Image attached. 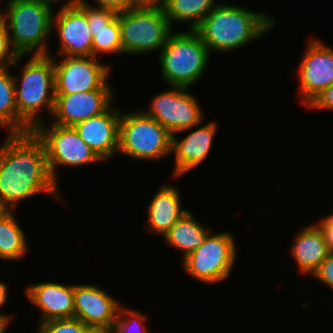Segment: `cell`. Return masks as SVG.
Returning a JSON list of instances; mask_svg holds the SVG:
<instances>
[{
    "instance_id": "f1b7e54d",
    "label": "cell",
    "mask_w": 333,
    "mask_h": 333,
    "mask_svg": "<svg viewBox=\"0 0 333 333\" xmlns=\"http://www.w3.org/2000/svg\"><path fill=\"white\" fill-rule=\"evenodd\" d=\"M322 284L333 289V253H329L318 270L312 275Z\"/></svg>"
},
{
    "instance_id": "2e32d148",
    "label": "cell",
    "mask_w": 333,
    "mask_h": 333,
    "mask_svg": "<svg viewBox=\"0 0 333 333\" xmlns=\"http://www.w3.org/2000/svg\"><path fill=\"white\" fill-rule=\"evenodd\" d=\"M120 119L121 113L110 105L103 113L80 121L73 127L103 162L118 154Z\"/></svg>"
},
{
    "instance_id": "836d02e7",
    "label": "cell",
    "mask_w": 333,
    "mask_h": 333,
    "mask_svg": "<svg viewBox=\"0 0 333 333\" xmlns=\"http://www.w3.org/2000/svg\"><path fill=\"white\" fill-rule=\"evenodd\" d=\"M167 0H134L135 5L162 6Z\"/></svg>"
},
{
    "instance_id": "d590c367",
    "label": "cell",
    "mask_w": 333,
    "mask_h": 333,
    "mask_svg": "<svg viewBox=\"0 0 333 333\" xmlns=\"http://www.w3.org/2000/svg\"><path fill=\"white\" fill-rule=\"evenodd\" d=\"M7 301V285L4 282L0 281V308L6 303Z\"/></svg>"
},
{
    "instance_id": "7c38bea8",
    "label": "cell",
    "mask_w": 333,
    "mask_h": 333,
    "mask_svg": "<svg viewBox=\"0 0 333 333\" xmlns=\"http://www.w3.org/2000/svg\"><path fill=\"white\" fill-rule=\"evenodd\" d=\"M299 90L307 107L333 84V49L311 38L298 67Z\"/></svg>"
},
{
    "instance_id": "83f0119b",
    "label": "cell",
    "mask_w": 333,
    "mask_h": 333,
    "mask_svg": "<svg viewBox=\"0 0 333 333\" xmlns=\"http://www.w3.org/2000/svg\"><path fill=\"white\" fill-rule=\"evenodd\" d=\"M24 55H18L9 40V31L0 12V68L17 65Z\"/></svg>"
},
{
    "instance_id": "44dd1931",
    "label": "cell",
    "mask_w": 333,
    "mask_h": 333,
    "mask_svg": "<svg viewBox=\"0 0 333 333\" xmlns=\"http://www.w3.org/2000/svg\"><path fill=\"white\" fill-rule=\"evenodd\" d=\"M179 191L173 185H162L148 205V218L146 228L157 235H163L183 216L188 210L181 209Z\"/></svg>"
},
{
    "instance_id": "5bb4252c",
    "label": "cell",
    "mask_w": 333,
    "mask_h": 333,
    "mask_svg": "<svg viewBox=\"0 0 333 333\" xmlns=\"http://www.w3.org/2000/svg\"><path fill=\"white\" fill-rule=\"evenodd\" d=\"M112 89H96L72 94H56L52 116L54 123L74 126L103 113L114 99Z\"/></svg>"
},
{
    "instance_id": "7402d4cb",
    "label": "cell",
    "mask_w": 333,
    "mask_h": 333,
    "mask_svg": "<svg viewBox=\"0 0 333 333\" xmlns=\"http://www.w3.org/2000/svg\"><path fill=\"white\" fill-rule=\"evenodd\" d=\"M191 212L183 215L163 237L166 243L182 251V260L202 245L207 235L212 232L209 227H203L192 216Z\"/></svg>"
},
{
    "instance_id": "d4e9b609",
    "label": "cell",
    "mask_w": 333,
    "mask_h": 333,
    "mask_svg": "<svg viewBox=\"0 0 333 333\" xmlns=\"http://www.w3.org/2000/svg\"><path fill=\"white\" fill-rule=\"evenodd\" d=\"M217 0H167L163 5L172 26L174 21L191 22L189 29H195L217 5Z\"/></svg>"
},
{
    "instance_id": "f546056e",
    "label": "cell",
    "mask_w": 333,
    "mask_h": 333,
    "mask_svg": "<svg viewBox=\"0 0 333 333\" xmlns=\"http://www.w3.org/2000/svg\"><path fill=\"white\" fill-rule=\"evenodd\" d=\"M308 107L312 109L333 110V84L319 94Z\"/></svg>"
},
{
    "instance_id": "9a60e30c",
    "label": "cell",
    "mask_w": 333,
    "mask_h": 333,
    "mask_svg": "<svg viewBox=\"0 0 333 333\" xmlns=\"http://www.w3.org/2000/svg\"><path fill=\"white\" fill-rule=\"evenodd\" d=\"M74 317L86 326L112 329L119 310L117 299L94 284H73Z\"/></svg>"
},
{
    "instance_id": "e575fe53",
    "label": "cell",
    "mask_w": 333,
    "mask_h": 333,
    "mask_svg": "<svg viewBox=\"0 0 333 333\" xmlns=\"http://www.w3.org/2000/svg\"><path fill=\"white\" fill-rule=\"evenodd\" d=\"M31 1H37L41 4H45V5L49 6L51 8L53 6L52 4L60 2V0H31ZM77 1L78 0H69L68 2L66 1V3L62 4V5L65 6V7L70 6V5L76 4Z\"/></svg>"
},
{
    "instance_id": "4dcf8cb0",
    "label": "cell",
    "mask_w": 333,
    "mask_h": 333,
    "mask_svg": "<svg viewBox=\"0 0 333 333\" xmlns=\"http://www.w3.org/2000/svg\"><path fill=\"white\" fill-rule=\"evenodd\" d=\"M98 7L110 9L116 13L123 12L135 6L134 0H94Z\"/></svg>"
},
{
    "instance_id": "277c9868",
    "label": "cell",
    "mask_w": 333,
    "mask_h": 333,
    "mask_svg": "<svg viewBox=\"0 0 333 333\" xmlns=\"http://www.w3.org/2000/svg\"><path fill=\"white\" fill-rule=\"evenodd\" d=\"M1 11L12 48L18 55H50L47 39L52 34L53 8L31 0H9Z\"/></svg>"
},
{
    "instance_id": "7a4b0ae2",
    "label": "cell",
    "mask_w": 333,
    "mask_h": 333,
    "mask_svg": "<svg viewBox=\"0 0 333 333\" xmlns=\"http://www.w3.org/2000/svg\"><path fill=\"white\" fill-rule=\"evenodd\" d=\"M270 16L228 3L217 4L193 29L211 51L241 48L273 28Z\"/></svg>"
},
{
    "instance_id": "1f68e13d",
    "label": "cell",
    "mask_w": 333,
    "mask_h": 333,
    "mask_svg": "<svg viewBox=\"0 0 333 333\" xmlns=\"http://www.w3.org/2000/svg\"><path fill=\"white\" fill-rule=\"evenodd\" d=\"M316 224L323 233L329 253H333V214L326 216Z\"/></svg>"
},
{
    "instance_id": "ba28073f",
    "label": "cell",
    "mask_w": 333,
    "mask_h": 333,
    "mask_svg": "<svg viewBox=\"0 0 333 333\" xmlns=\"http://www.w3.org/2000/svg\"><path fill=\"white\" fill-rule=\"evenodd\" d=\"M211 233L201 246L182 260L184 271L207 285L227 280L237 257L233 234Z\"/></svg>"
},
{
    "instance_id": "4316f807",
    "label": "cell",
    "mask_w": 333,
    "mask_h": 333,
    "mask_svg": "<svg viewBox=\"0 0 333 333\" xmlns=\"http://www.w3.org/2000/svg\"><path fill=\"white\" fill-rule=\"evenodd\" d=\"M88 328L81 320L74 317L41 322L35 333H84Z\"/></svg>"
},
{
    "instance_id": "8fae6325",
    "label": "cell",
    "mask_w": 333,
    "mask_h": 333,
    "mask_svg": "<svg viewBox=\"0 0 333 333\" xmlns=\"http://www.w3.org/2000/svg\"><path fill=\"white\" fill-rule=\"evenodd\" d=\"M55 94H72L96 89H112L107 79L109 65L94 56H64L55 63Z\"/></svg>"
},
{
    "instance_id": "4fadbf2b",
    "label": "cell",
    "mask_w": 333,
    "mask_h": 333,
    "mask_svg": "<svg viewBox=\"0 0 333 333\" xmlns=\"http://www.w3.org/2000/svg\"><path fill=\"white\" fill-rule=\"evenodd\" d=\"M53 30H57L61 42L56 55L93 56L91 30L85 12L77 4L61 6L53 15Z\"/></svg>"
},
{
    "instance_id": "cb8c5ba5",
    "label": "cell",
    "mask_w": 333,
    "mask_h": 333,
    "mask_svg": "<svg viewBox=\"0 0 333 333\" xmlns=\"http://www.w3.org/2000/svg\"><path fill=\"white\" fill-rule=\"evenodd\" d=\"M12 210L0 212V259L18 261L26 255L28 246L24 231Z\"/></svg>"
},
{
    "instance_id": "484cf974",
    "label": "cell",
    "mask_w": 333,
    "mask_h": 333,
    "mask_svg": "<svg viewBox=\"0 0 333 333\" xmlns=\"http://www.w3.org/2000/svg\"><path fill=\"white\" fill-rule=\"evenodd\" d=\"M146 316L136 310L119 307L112 333H147Z\"/></svg>"
},
{
    "instance_id": "603a6c76",
    "label": "cell",
    "mask_w": 333,
    "mask_h": 333,
    "mask_svg": "<svg viewBox=\"0 0 333 333\" xmlns=\"http://www.w3.org/2000/svg\"><path fill=\"white\" fill-rule=\"evenodd\" d=\"M11 66L0 68V127H6L8 134H25L33 130L19 117L14 76L10 73Z\"/></svg>"
},
{
    "instance_id": "d6a6232c",
    "label": "cell",
    "mask_w": 333,
    "mask_h": 333,
    "mask_svg": "<svg viewBox=\"0 0 333 333\" xmlns=\"http://www.w3.org/2000/svg\"><path fill=\"white\" fill-rule=\"evenodd\" d=\"M14 316L12 315H4L3 313H0V333H5L8 324L11 321V318Z\"/></svg>"
},
{
    "instance_id": "5b68a950",
    "label": "cell",
    "mask_w": 333,
    "mask_h": 333,
    "mask_svg": "<svg viewBox=\"0 0 333 333\" xmlns=\"http://www.w3.org/2000/svg\"><path fill=\"white\" fill-rule=\"evenodd\" d=\"M210 55L194 30L173 32L159 55L162 78L170 86L189 88L204 74Z\"/></svg>"
},
{
    "instance_id": "30bf717a",
    "label": "cell",
    "mask_w": 333,
    "mask_h": 333,
    "mask_svg": "<svg viewBox=\"0 0 333 333\" xmlns=\"http://www.w3.org/2000/svg\"><path fill=\"white\" fill-rule=\"evenodd\" d=\"M169 88L156 95L148 109L142 111L165 127L171 135L201 125L204 114L196 97L187 92L188 88Z\"/></svg>"
},
{
    "instance_id": "52a82bcc",
    "label": "cell",
    "mask_w": 333,
    "mask_h": 333,
    "mask_svg": "<svg viewBox=\"0 0 333 333\" xmlns=\"http://www.w3.org/2000/svg\"><path fill=\"white\" fill-rule=\"evenodd\" d=\"M171 144V133L143 111L121 114L118 153L157 161L172 154Z\"/></svg>"
},
{
    "instance_id": "8d00e7d4",
    "label": "cell",
    "mask_w": 333,
    "mask_h": 333,
    "mask_svg": "<svg viewBox=\"0 0 333 333\" xmlns=\"http://www.w3.org/2000/svg\"><path fill=\"white\" fill-rule=\"evenodd\" d=\"M84 333H112L110 329L89 327Z\"/></svg>"
},
{
    "instance_id": "ffe728a7",
    "label": "cell",
    "mask_w": 333,
    "mask_h": 333,
    "mask_svg": "<svg viewBox=\"0 0 333 333\" xmlns=\"http://www.w3.org/2000/svg\"><path fill=\"white\" fill-rule=\"evenodd\" d=\"M296 234L290 249L300 273L313 275L329 254L320 227L315 224L305 226Z\"/></svg>"
},
{
    "instance_id": "d6986e66",
    "label": "cell",
    "mask_w": 333,
    "mask_h": 333,
    "mask_svg": "<svg viewBox=\"0 0 333 333\" xmlns=\"http://www.w3.org/2000/svg\"><path fill=\"white\" fill-rule=\"evenodd\" d=\"M25 293L42 312L40 322L74 318L73 285L43 282L28 286Z\"/></svg>"
},
{
    "instance_id": "ac0fdd59",
    "label": "cell",
    "mask_w": 333,
    "mask_h": 333,
    "mask_svg": "<svg viewBox=\"0 0 333 333\" xmlns=\"http://www.w3.org/2000/svg\"><path fill=\"white\" fill-rule=\"evenodd\" d=\"M76 4L85 12L93 38V56L98 54H122L118 13L102 7H93L87 1L78 0Z\"/></svg>"
},
{
    "instance_id": "6da1fadb",
    "label": "cell",
    "mask_w": 333,
    "mask_h": 333,
    "mask_svg": "<svg viewBox=\"0 0 333 333\" xmlns=\"http://www.w3.org/2000/svg\"><path fill=\"white\" fill-rule=\"evenodd\" d=\"M39 193L63 200L51 176L42 141L33 131L8 134L0 145V208L13 211L18 201Z\"/></svg>"
},
{
    "instance_id": "e0dca14e",
    "label": "cell",
    "mask_w": 333,
    "mask_h": 333,
    "mask_svg": "<svg viewBox=\"0 0 333 333\" xmlns=\"http://www.w3.org/2000/svg\"><path fill=\"white\" fill-rule=\"evenodd\" d=\"M217 124L213 121L197 128L182 140H178L176 134L172 135L171 153L175 154L174 178L196 168L209 155Z\"/></svg>"
},
{
    "instance_id": "9c48e42d",
    "label": "cell",
    "mask_w": 333,
    "mask_h": 333,
    "mask_svg": "<svg viewBox=\"0 0 333 333\" xmlns=\"http://www.w3.org/2000/svg\"><path fill=\"white\" fill-rule=\"evenodd\" d=\"M49 127L43 122L33 132L45 147L48 167L56 183V169L59 166L77 167L102 161L81 139L73 126L51 123Z\"/></svg>"
},
{
    "instance_id": "3957f363",
    "label": "cell",
    "mask_w": 333,
    "mask_h": 333,
    "mask_svg": "<svg viewBox=\"0 0 333 333\" xmlns=\"http://www.w3.org/2000/svg\"><path fill=\"white\" fill-rule=\"evenodd\" d=\"M22 68L20 80L14 76L16 106L19 117L34 130L44 122L38 115L41 108H47L51 115L54 110V57L32 54Z\"/></svg>"
},
{
    "instance_id": "8992f818",
    "label": "cell",
    "mask_w": 333,
    "mask_h": 333,
    "mask_svg": "<svg viewBox=\"0 0 333 333\" xmlns=\"http://www.w3.org/2000/svg\"><path fill=\"white\" fill-rule=\"evenodd\" d=\"M122 54H147L163 48L173 32L162 6L135 5L118 13Z\"/></svg>"
}]
</instances>
